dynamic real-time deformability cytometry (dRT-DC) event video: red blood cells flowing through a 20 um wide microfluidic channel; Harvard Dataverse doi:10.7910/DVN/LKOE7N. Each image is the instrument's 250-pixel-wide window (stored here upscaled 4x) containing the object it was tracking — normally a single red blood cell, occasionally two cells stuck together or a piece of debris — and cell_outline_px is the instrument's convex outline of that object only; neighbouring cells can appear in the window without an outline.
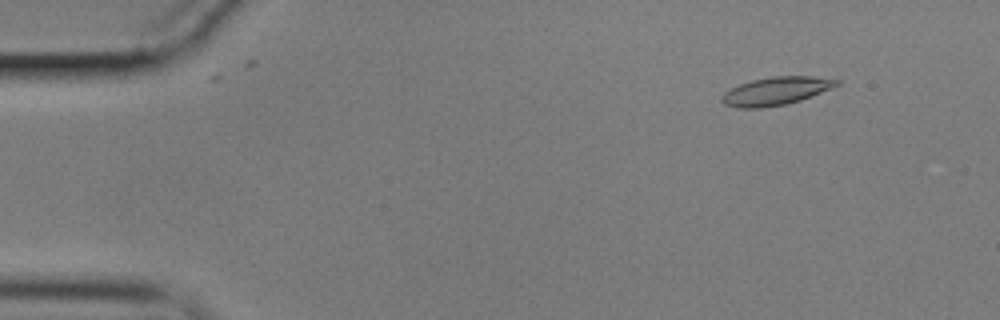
{"species": "common noctule bat (a hibernating species)", "species_latin": "Nyctalus noctula", "temperature_condition": "cold", "stored_images_in_passage": 7, "camera_frame_rate_fps": 3000, "um_per_image_px": 0.085, "animal": {"sex": "male", "body_mass_g": 17.9}, "frame": {"image": 1, "passage_image": 6, "time_ms": 1.667, "image_size_px": [1000, 320], "cell_outline_px": [[840, 84], [832, 88], [800, 100], [784, 104], [760, 108], [736, 108], [724, 104], [720, 100], [720, 96], [724, 92], [740, 84], [752, 80], [772, 76], [812, 76], [840, 80]], "centroid_in_image_um": [65.93, 7.73], "position_along_channel_um": 19.1, "area_um2": 18.73}}